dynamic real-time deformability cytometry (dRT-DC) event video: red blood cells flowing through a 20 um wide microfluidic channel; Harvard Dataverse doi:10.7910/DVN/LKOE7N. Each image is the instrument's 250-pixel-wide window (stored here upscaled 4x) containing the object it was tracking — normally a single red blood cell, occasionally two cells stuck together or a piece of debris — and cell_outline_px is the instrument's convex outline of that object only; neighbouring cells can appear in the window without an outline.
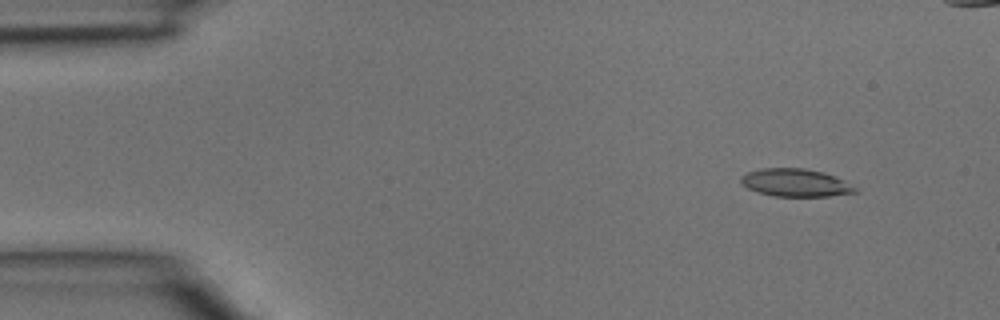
{"species": "common noctule bat (a hibernating species)", "species_latin": "Nyctalus noctula", "temperature_condition": "room temperature", "stored_images_in_passage": 5, "camera_frame_rate_fps": 3000, "um_per_image_px": 0.085, "animal": {"sex": "male", "body_mass_g": 15.6}, "frame": {"image": 1, "passage_image": 2, "time_ms": 0.333, "image_size_px": [1000, 320], "cell_outline_px": [[860, 192], [828, 196], [772, 196], [756, 192], [740, 184], [740, 176], [748, 172], [760, 168], [804, 168], [824, 172], [844, 180], [860, 188]], "centroid_in_image_um": [67.64, 15.53], "position_along_channel_um": 17.4, "area_um2": 18.84}}